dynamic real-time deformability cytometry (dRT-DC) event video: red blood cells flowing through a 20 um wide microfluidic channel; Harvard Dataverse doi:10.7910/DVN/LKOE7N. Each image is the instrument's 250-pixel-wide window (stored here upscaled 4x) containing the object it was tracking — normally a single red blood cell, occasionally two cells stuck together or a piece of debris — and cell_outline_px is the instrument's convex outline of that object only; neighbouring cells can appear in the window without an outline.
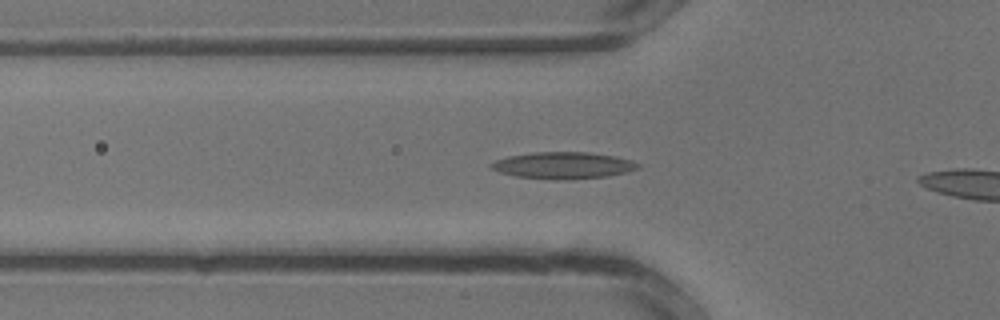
{"species": "common noctule bat (a hibernating species)", "species_latin": "Nyctalus noctula", "temperature_condition": "warm", "stored_images_in_passage": 6, "camera_frame_rate_fps": 3000, "um_per_image_px": 0.085, "animal": {"sex": "male", "body_mass_g": 13.3}, "frame": {"image": 1, "passage_image": 5, "time_ms": 1.333, "image_size_px": [1000, 320], "cell_outline_px": [[640, 168], [628, 172], [608, 176], [556, 180], [516, 176], [500, 172], [492, 168], [488, 164], [496, 160], [508, 156], [532, 152], [588, 152], [616, 156], [632, 160], [640, 164]], "centroid_in_image_um": [47.9, 14.05], "position_along_channel_um": 77.9, "area_um2": 22.89}}